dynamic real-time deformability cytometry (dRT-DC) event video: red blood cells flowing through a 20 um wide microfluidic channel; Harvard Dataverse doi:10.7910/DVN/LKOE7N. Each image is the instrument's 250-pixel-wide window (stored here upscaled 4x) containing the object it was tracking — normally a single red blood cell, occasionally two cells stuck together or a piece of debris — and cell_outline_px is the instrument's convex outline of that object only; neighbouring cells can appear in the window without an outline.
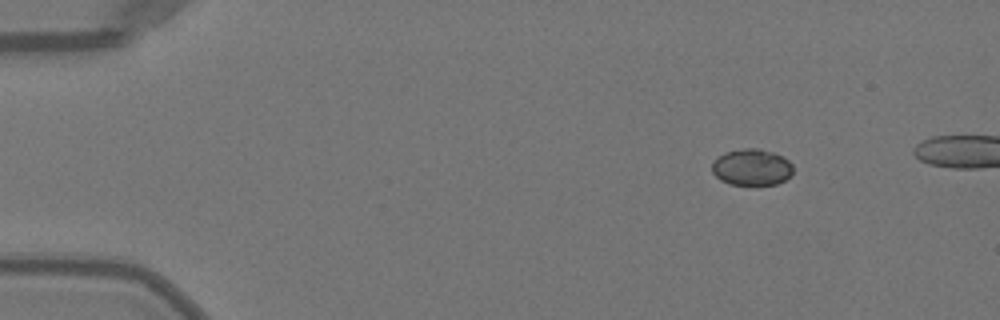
{"species": "Egyptian fruit bat (a non-hibernating species)", "species_latin": "Rousettus aegyptiacus", "temperature_condition": "warm", "stored_images_in_passage": 11, "camera_frame_rate_fps": 3000, "um_per_image_px": 0.085, "animal": {"sex": "female"}, "frame": {"image": 1, "passage_image": 1, "time_ms": 0.0, "image_size_px": [1000, 320], "cell_outline_px": [[792, 172], [784, 180], [776, 184], [756, 188], [728, 184], [720, 180], [712, 172], [712, 164], [716, 156], [724, 152], [744, 148], [760, 148], [772, 152], [788, 160], [792, 164]], "centroid_in_image_um": [63.85, 14.26], "position_along_channel_um": 21.1, "area_um2": 17.86}}